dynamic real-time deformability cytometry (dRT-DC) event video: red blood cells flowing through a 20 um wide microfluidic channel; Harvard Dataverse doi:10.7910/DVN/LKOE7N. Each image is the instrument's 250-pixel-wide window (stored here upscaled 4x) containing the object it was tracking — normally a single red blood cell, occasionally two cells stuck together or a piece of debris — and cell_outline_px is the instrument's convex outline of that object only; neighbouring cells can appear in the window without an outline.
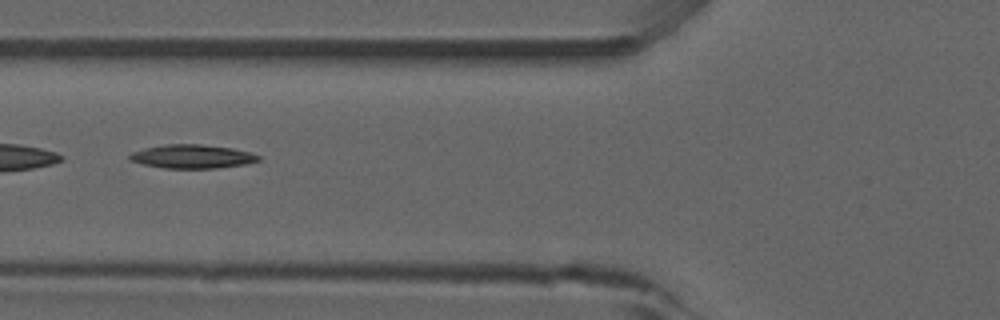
{"species": "common noctule bat (a hibernating species)", "species_latin": "Nyctalus noctula", "temperature_condition": "room temperature", "stored_images_in_passage": 8, "camera_frame_rate_fps": 3000, "um_per_image_px": 0.085, "animal": {"sex": "male", "forearm_length_mm": 52.5}, "frame": {"image": 1, "passage_image": 4, "time_ms": 3.667, "image_size_px": [1000, 320], "cell_outline_px": [[260, 160], [248, 164], [216, 168], [164, 168], [144, 164], [128, 160], [128, 156], [132, 152], [144, 148], [164, 144], [200, 144], [232, 148], [252, 152], [260, 156]], "centroid_in_image_um": [16.35, 13.3], "position_along_channel_um": 109.4, "area_um2": 17.92}}
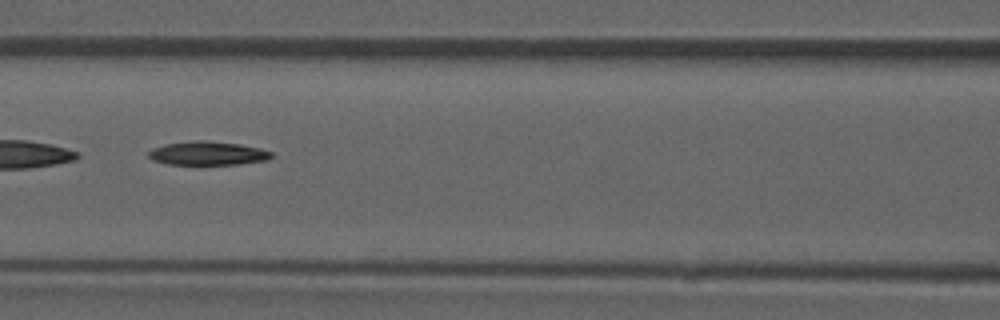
{"frame": {"image": 2, "passage_image": 5, "time_ms": 4.667, "image_size_px": [1000, 320], "cell_outline_px": [[276, 156], [268, 160], [240, 164], [168, 164], [152, 160], [148, 156], [148, 152], [152, 148], [164, 144], [192, 140], [204, 140], [240, 144], [260, 148], [272, 152]], "centroid_in_image_um": [17.68, 13.02], "position_along_channel_um": 148.9, "area_um2": 17.17}}